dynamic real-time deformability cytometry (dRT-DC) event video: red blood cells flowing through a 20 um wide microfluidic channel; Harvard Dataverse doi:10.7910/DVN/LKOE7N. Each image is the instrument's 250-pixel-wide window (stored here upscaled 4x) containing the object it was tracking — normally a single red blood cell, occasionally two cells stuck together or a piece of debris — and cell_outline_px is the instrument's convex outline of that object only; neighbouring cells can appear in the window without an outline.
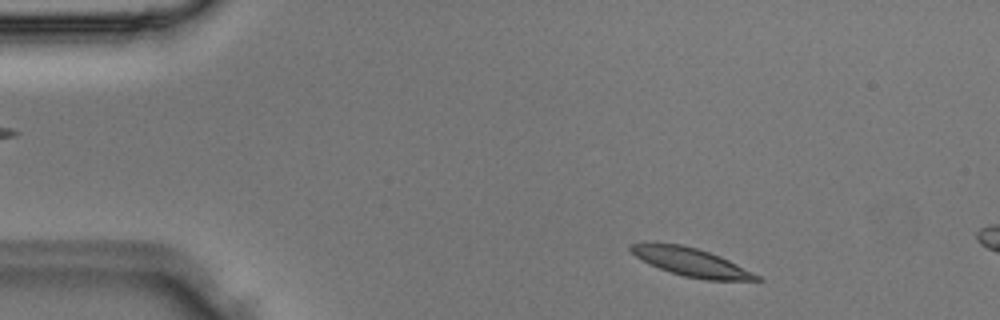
{"species": "Egyptian fruit bat (a non-hibernating species)", "species_latin": "Rousettus aegyptiacus", "temperature_condition": "room temperature", "stored_images_in_passage": 4, "camera_frame_rate_fps": 3000, "um_per_image_px": 0.085, "animal": {"sex": "male"}, "frame": {"image": 1, "passage_image": 4, "time_ms": 1.0, "image_size_px": [1000, 320], "cell_outline_px": [[764, 280], [704, 280], [684, 276], [660, 268], [636, 256], [628, 248], [628, 244], [680, 244], [696, 248], [720, 256], [760, 276]], "centroid_in_image_um": [58.79, 22.3], "position_along_channel_um": 26.2, "area_um2": 20.0}}